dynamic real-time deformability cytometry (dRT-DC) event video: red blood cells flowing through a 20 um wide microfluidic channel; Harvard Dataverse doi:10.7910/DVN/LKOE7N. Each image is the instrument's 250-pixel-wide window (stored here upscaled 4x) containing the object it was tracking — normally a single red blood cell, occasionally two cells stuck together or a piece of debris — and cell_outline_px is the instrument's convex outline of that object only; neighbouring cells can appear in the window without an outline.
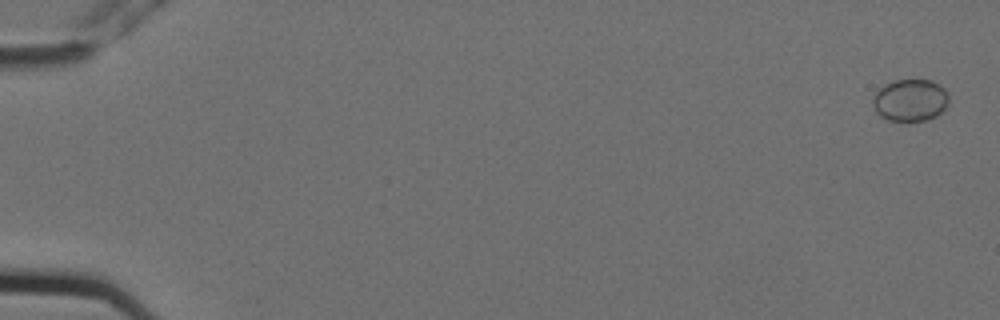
{"species": "Egyptian fruit bat (a non-hibernating species)", "species_latin": "Rousettus aegyptiacus", "temperature_condition": "cold", "stored_images_in_passage": 6, "camera_frame_rate_fps": 3000, "um_per_image_px": 0.085, "animal": {"sex": "female"}, "frame": {"image": 1, "passage_image": 1, "time_ms": 0.0, "image_size_px": [1000, 320], "cell_outline_px": [[948, 104], [936, 116], [928, 120], [888, 120], [880, 116], [876, 112], [872, 104], [872, 100], [876, 92], [884, 84], [896, 80], [932, 80], [944, 88], [948, 92]], "centroid_in_image_um": [77.37, 8.51], "position_along_channel_um": 7.6, "area_um2": 18.61}}
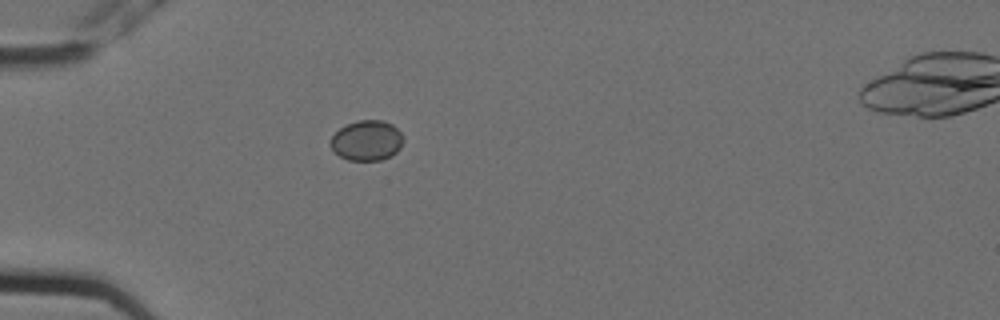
{"frame": {"image": 2, "passage_image": 5, "time_ms": 1.333, "image_size_px": [1000, 320], "cell_outline_px": [[404, 140], [400, 148], [392, 156], [380, 160], [348, 160], [340, 156], [328, 144], [332, 136], [340, 128], [348, 124], [360, 120], [384, 120], [392, 124], [404, 136]], "centroid_in_image_um": [31.2, 11.94], "position_along_channel_um": 53.8, "area_um2": 17.11}}